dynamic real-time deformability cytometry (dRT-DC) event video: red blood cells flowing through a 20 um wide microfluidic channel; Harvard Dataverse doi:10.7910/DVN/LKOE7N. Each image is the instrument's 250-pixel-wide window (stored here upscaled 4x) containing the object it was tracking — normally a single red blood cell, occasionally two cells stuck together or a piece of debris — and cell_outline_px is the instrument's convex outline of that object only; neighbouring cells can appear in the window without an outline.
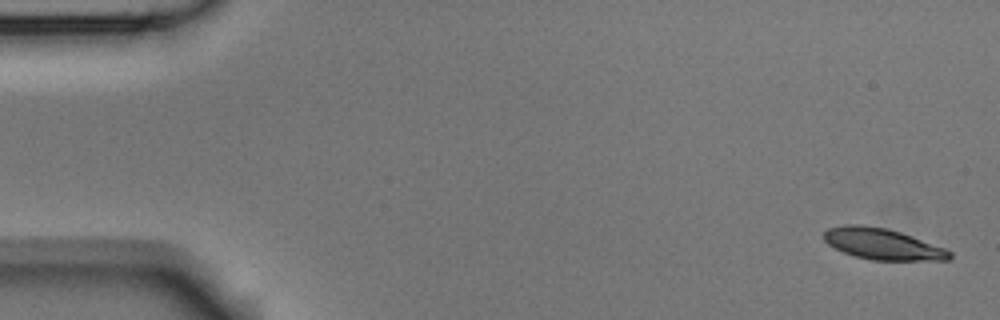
{"species": "Egyptian fruit bat (a non-hibernating species)", "species_latin": "Rousettus aegyptiacus", "temperature_condition": "room temperature", "stored_images_in_passage": 5, "camera_frame_rate_fps": 3000, "um_per_image_px": 0.085, "animal": {"sex": "male"}, "frame": {"image": 1, "passage_image": 1, "time_ms": 0.0, "image_size_px": [1000, 320], "cell_outline_px": [[952, 256], [948, 260], [872, 260], [856, 256], [844, 252], [828, 244], [824, 240], [824, 232], [828, 228], [848, 224], [864, 224], [888, 228], [900, 232], [944, 248], [952, 252]], "centroid_in_image_um": [75.0, 20.73], "position_along_channel_um": 10.0, "area_um2": 22.66}}
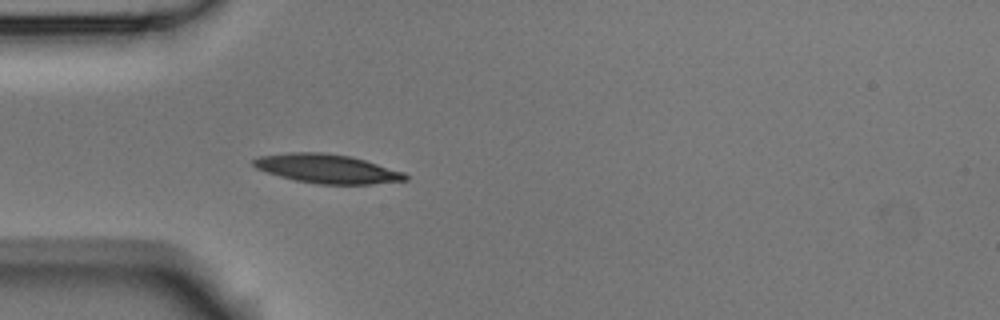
{"frame": {"image": 2, "passage_image": 5, "time_ms": 1.333, "image_size_px": [1000, 320], "cell_outline_px": [[408, 180], [372, 184], [316, 184], [296, 180], [280, 176], [256, 168], [252, 164], [252, 160], [260, 156], [292, 152], [324, 152], [352, 156], [404, 172], [408, 176]], "centroid_in_image_um": [27.82, 14.34], "position_along_channel_um": 57.2, "area_um2": 25.61}}